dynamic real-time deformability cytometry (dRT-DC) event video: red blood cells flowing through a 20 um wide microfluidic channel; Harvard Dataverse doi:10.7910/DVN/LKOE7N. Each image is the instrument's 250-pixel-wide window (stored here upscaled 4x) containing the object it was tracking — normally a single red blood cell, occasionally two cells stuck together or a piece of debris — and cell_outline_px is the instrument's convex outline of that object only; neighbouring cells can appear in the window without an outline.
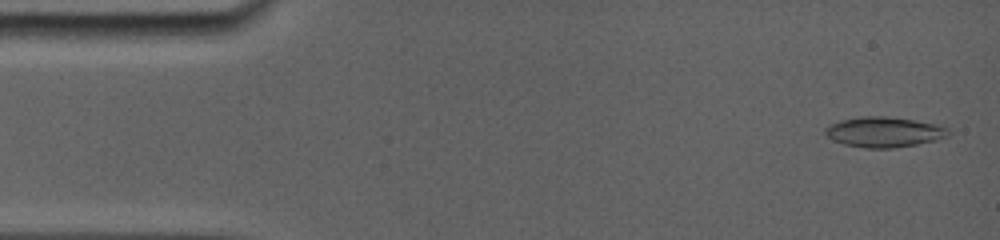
{"species": "common noctule bat (a hibernating species)", "species_latin": "Nyctalus noctula", "temperature_condition": "room temperature", "stored_images_in_passage": 78, "camera_frame_rate_fps": 5000, "um_per_image_px": 0.085, "animal": {"sex": "female", "body_mass_g": 19.0, "forearm_length_mm": 56.7}, "frame": {"image": 1, "passage_image": 2, "time_ms": 0.2, "image_size_px": [1000, 240], "cell_outline_px": [[944, 128], [940, 136], [932, 140], [912, 144], [880, 148], [848, 144], [836, 140], [828, 136], [828, 128], [832, 124], [844, 120], [912, 120], [932, 124]], "centroid_in_image_um": [75.09, 11.27], "position_along_channel_um": 9.9, "area_um2": 18.38}}
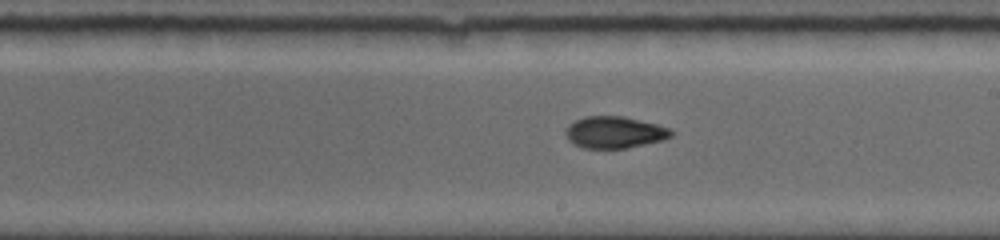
{"frame": {"image": 2, "passage_image": 46, "time_ms": 9.0, "image_size_px": [1000, 240], "cell_outline_px": [[676, 132], [672, 136], [664, 140], [624, 148], [584, 148], [572, 144], [568, 140], [564, 132], [568, 124], [584, 116], [624, 116], [656, 124], [668, 128]], "centroid_in_image_um": [52.22, 11.24], "position_along_channel_um": 236.8, "area_um2": 19.65}}
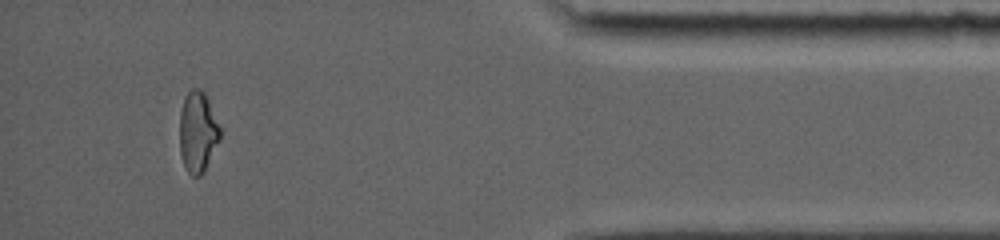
{"frame": {"image": 3, "passage_image": 74, "time_ms": 14.6, "image_size_px": [1000, 240], "cell_outline_px": [[220, 140], [204, 172], [200, 176], [192, 176], [188, 172], [184, 164], [180, 152], [180, 112], [184, 100], [188, 92], [192, 88], [200, 88], [204, 92], [208, 100], [220, 128]], "centroid_in_image_um": [16.81, 11.23], "position_along_channel_um": 418.4, "area_um2": 18.9}}